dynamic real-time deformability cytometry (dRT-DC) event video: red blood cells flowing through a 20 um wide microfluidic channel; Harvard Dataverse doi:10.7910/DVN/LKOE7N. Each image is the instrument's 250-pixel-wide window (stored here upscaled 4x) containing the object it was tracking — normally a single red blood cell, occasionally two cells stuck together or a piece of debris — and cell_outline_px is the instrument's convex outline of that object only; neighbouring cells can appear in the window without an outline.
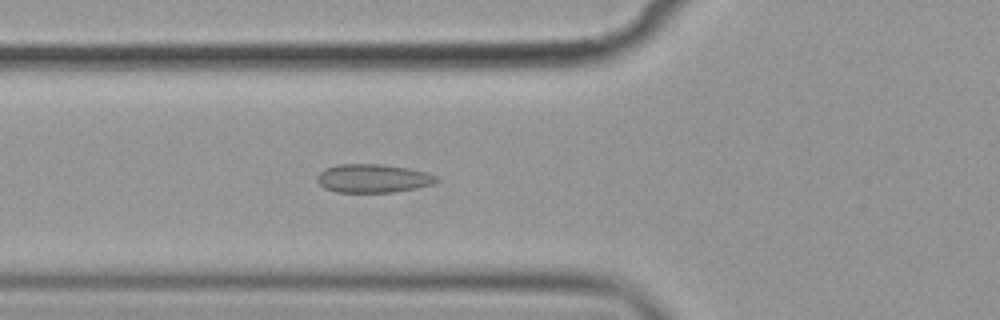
{"species": "common noctule bat (a hibernating species)", "species_latin": "Nyctalus noctula", "temperature_condition": "cold", "stored_images_in_passage": 57, "camera_frame_rate_fps": 3000, "um_per_image_px": 0.085, "animal": {"sex": "female", "body_mass_g": 19.9}, "frame": {"image": 1, "passage_image": 21, "time_ms": 6.667, "image_size_px": [1000, 320], "cell_outline_px": [[436, 180], [432, 184], [416, 188], [392, 192], [336, 192], [324, 188], [316, 180], [316, 176], [324, 168], [336, 164], [380, 164], [408, 168], [428, 172], [436, 176]], "centroid_in_image_um": [31.65, 15.15], "position_along_channel_um": 94.1, "area_um2": 19.83}}
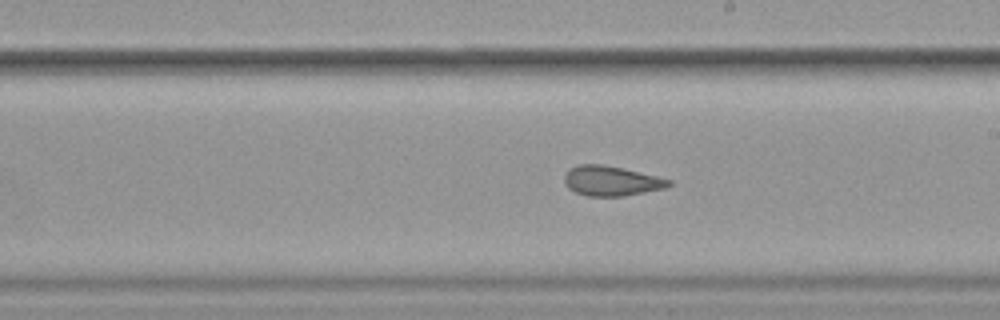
{"frame": {"image": 2, "passage_image": 33, "time_ms": 10.667, "image_size_px": [1000, 320], "cell_outline_px": [[672, 184], [664, 188], [624, 196], [588, 196], [576, 192], [568, 188], [564, 180], [564, 172], [568, 168], [576, 164], [604, 164], [624, 168], [672, 180]], "centroid_in_image_um": [51.92, 15.36], "position_along_channel_um": 237.1, "area_um2": 18.32}}
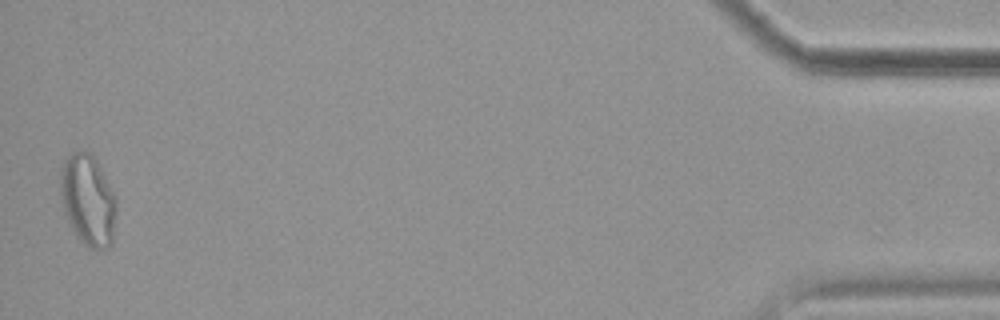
{"frame": {"image": 3, "passage_image": 56, "time_ms": 18.333, "image_size_px": [1000, 320], "cell_outline_px": [[116, 212], [112, 244], [108, 248], [100, 252], [88, 248], [76, 236], [64, 212], [60, 196], [60, 168], [64, 160], [72, 152], [88, 152], [96, 160], [116, 196]], "centroid_in_image_um": [7.48, 17.06], "position_along_channel_um": 427.7, "area_um2": 30.06}, "authors_computed_cell_mechanics": {"area_um2": 20.4034, "velocity_mm_per_s": 3.5734, "shape_relaxation_time_tau1_ms": null, "shape_relaxation_time_tau2_ms": 1.4243, "deformation_change_tau1": null, "deformation_change_tau2": 0.0603}}